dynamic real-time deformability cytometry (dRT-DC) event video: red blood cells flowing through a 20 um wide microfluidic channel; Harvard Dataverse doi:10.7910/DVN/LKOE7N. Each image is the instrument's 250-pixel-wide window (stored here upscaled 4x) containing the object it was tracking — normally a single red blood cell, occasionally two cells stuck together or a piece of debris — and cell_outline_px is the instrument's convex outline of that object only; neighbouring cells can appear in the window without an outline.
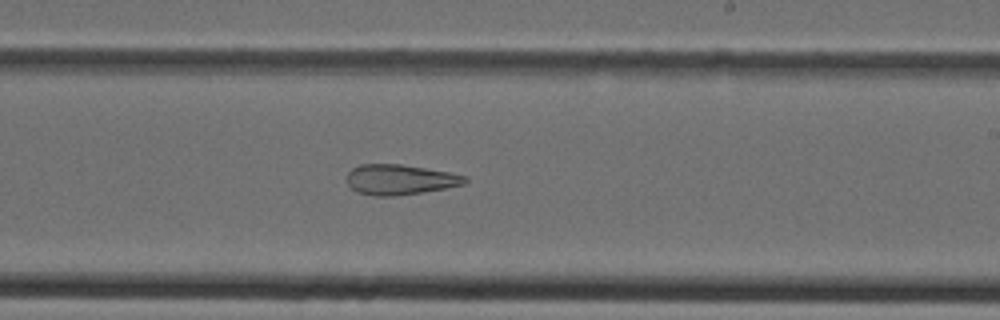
{"species": "Egyptian fruit bat (a non-hibernating species)", "species_latin": "Rousettus aegyptiacus", "temperature_condition": "cold", "stored_images_in_passage": 31, "camera_frame_rate_fps": 3000, "um_per_image_px": 0.085, "animal": {"sex": "female"}, "frame": {"image": 1, "passage_image": 22, "time_ms": 7.0, "image_size_px": [1000, 320], "cell_outline_px": [[468, 180], [464, 184], [444, 188], [396, 196], [376, 196], [356, 192], [348, 184], [348, 172], [352, 168], [360, 164], [400, 164], [448, 172], [468, 176]], "centroid_in_image_um": [33.98, 15.26], "position_along_channel_um": 255.0, "area_um2": 20.63}}